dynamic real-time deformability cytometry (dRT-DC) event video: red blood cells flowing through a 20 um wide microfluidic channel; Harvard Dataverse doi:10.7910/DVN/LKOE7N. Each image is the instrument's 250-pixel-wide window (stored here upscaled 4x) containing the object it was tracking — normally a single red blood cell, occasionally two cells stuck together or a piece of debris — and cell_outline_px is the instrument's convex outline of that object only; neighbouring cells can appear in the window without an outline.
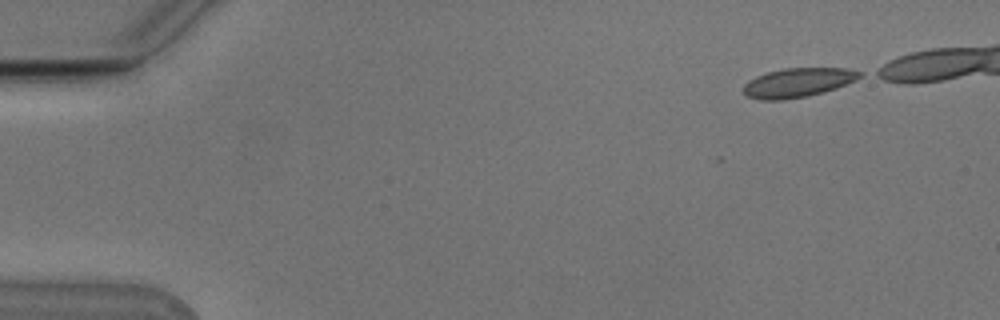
{"species": "Egyptian fruit bat (a non-hibernating species)", "species_latin": "Rousettus aegyptiacus", "temperature_condition": "cold", "stored_images_in_passage": 39, "camera_frame_rate_fps": 3000, "um_per_image_px": 0.085, "animal": {"sex": "male"}, "frame": {"image": 1, "passage_image": 1, "time_ms": 0.0, "image_size_px": [1000, 320], "cell_outline_px": [[864, 76], [856, 80], [836, 88], [824, 92], [808, 96], [784, 100], [760, 100], [744, 96], [744, 84], [748, 80], [756, 76], [768, 72], [784, 68], [848, 68], [864, 72]], "centroid_in_image_um": [67.84, 7.02], "position_along_channel_um": 17.2, "area_um2": 20.06}}
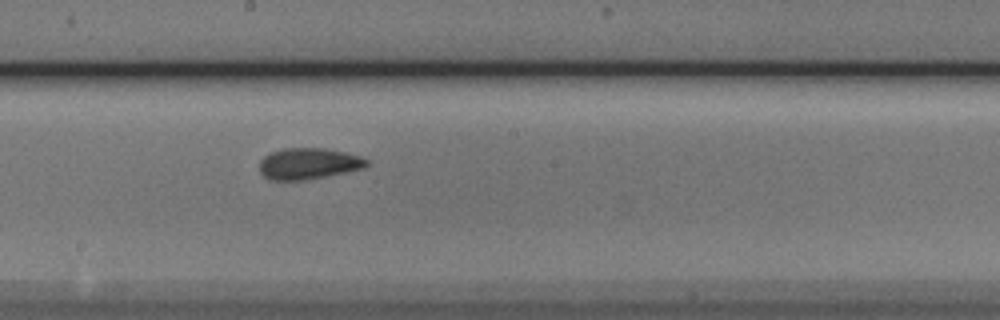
{"frame": {"image": 2, "passage_image": 26, "time_ms": 8.333, "image_size_px": [1000, 320], "cell_outline_px": [[368, 164], [364, 168], [304, 180], [268, 180], [260, 172], [260, 160], [264, 156], [272, 152], [284, 148], [324, 148], [348, 152], [360, 156], [368, 160]], "centroid_in_image_um": [26.22, 13.9], "position_along_channel_um": 222.0, "area_um2": 19.48}}
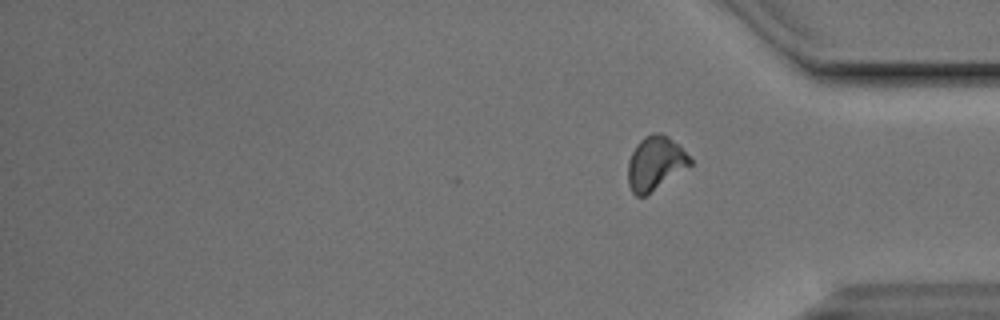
{"frame": {"image": 3, "passage_image": 39, "time_ms": 12.667, "image_size_px": [1000, 320], "cell_outline_px": [[692, 164], [644, 196], [636, 196], [632, 192], [628, 184], [628, 160], [636, 144], [644, 136], [652, 132], [660, 132], [668, 136], [680, 144], [692, 160]], "centroid_in_image_um": [55.69, 13.83], "position_along_channel_um": 379.5, "area_um2": 19.48}, "authors_computed_cell_mechanics": {"area_um2": 19.5364, "velocity_mm_per_s": 3.7756, "shape_relaxation_time_tau1_ms": 2.2867, "shape_relaxation_time_tau2_ms": 1.7187, "deformation_change_tau1": 0.1067, "deformation_change_tau2": 0.0793}}